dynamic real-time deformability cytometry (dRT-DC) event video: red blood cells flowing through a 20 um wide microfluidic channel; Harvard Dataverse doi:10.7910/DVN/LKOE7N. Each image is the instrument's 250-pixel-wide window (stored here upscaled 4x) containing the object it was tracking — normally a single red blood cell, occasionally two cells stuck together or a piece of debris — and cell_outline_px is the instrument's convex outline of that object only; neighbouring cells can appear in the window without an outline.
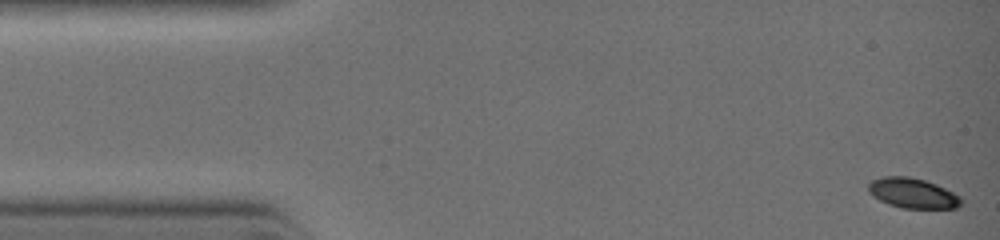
{"species": "common noctule bat (a hibernating species)", "species_latin": "Nyctalus noctula", "temperature_condition": "warm", "stored_images_in_passage": 8, "camera_frame_rate_fps": 3000, "um_per_image_px": 0.085, "animal": {"sex": "female", "body_mass_g": 19.0, "forearm_length_mm": 51.5}, "frame": {"image": 1, "passage_image": 1, "time_ms": 0.0, "image_size_px": [1000, 240], "cell_outline_px": [[964, 200], [956, 208], [900, 208], [888, 204], [880, 200], [868, 192], [868, 184], [872, 180], [884, 176], [908, 176], [924, 180], [936, 184], [960, 196]], "centroid_in_image_um": [77.57, 16.42], "position_along_channel_um": 7.4, "area_um2": 16.24}}
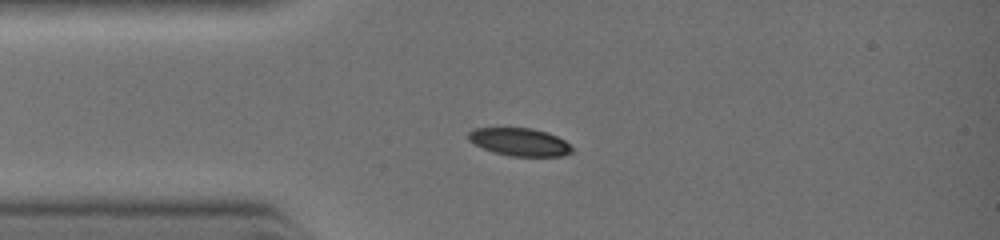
{"frame": {"image": 2, "passage_image": 6, "time_ms": 2.333, "image_size_px": [1000, 240], "cell_outline_px": [[572, 152], [560, 156], [512, 156], [496, 152], [484, 148], [468, 140], [468, 132], [476, 128], [528, 128], [544, 132], [556, 136], [564, 140], [572, 148]], "centroid_in_image_um": [44.16, 12.06], "position_along_channel_um": 40.8, "area_um2": 16.36}}